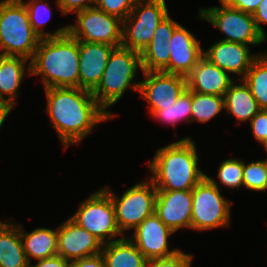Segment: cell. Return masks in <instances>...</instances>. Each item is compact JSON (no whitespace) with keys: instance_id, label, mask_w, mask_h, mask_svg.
I'll use <instances>...</instances> for the list:
<instances>
[{"instance_id":"40","label":"cell","mask_w":267,"mask_h":267,"mask_svg":"<svg viewBox=\"0 0 267 267\" xmlns=\"http://www.w3.org/2000/svg\"><path fill=\"white\" fill-rule=\"evenodd\" d=\"M70 262L64 259L60 255H56L50 258H44L38 260L36 265H30V267H69Z\"/></svg>"},{"instance_id":"37","label":"cell","mask_w":267,"mask_h":267,"mask_svg":"<svg viewBox=\"0 0 267 267\" xmlns=\"http://www.w3.org/2000/svg\"><path fill=\"white\" fill-rule=\"evenodd\" d=\"M229 6L243 12L254 14L262 0H223Z\"/></svg>"},{"instance_id":"9","label":"cell","mask_w":267,"mask_h":267,"mask_svg":"<svg viewBox=\"0 0 267 267\" xmlns=\"http://www.w3.org/2000/svg\"><path fill=\"white\" fill-rule=\"evenodd\" d=\"M71 219L98 238L102 244L119 240L113 239L118 235L123 236L116 224L111 196L103 187L81 203Z\"/></svg>"},{"instance_id":"42","label":"cell","mask_w":267,"mask_h":267,"mask_svg":"<svg viewBox=\"0 0 267 267\" xmlns=\"http://www.w3.org/2000/svg\"><path fill=\"white\" fill-rule=\"evenodd\" d=\"M261 144L264 146V148H265L266 151H267V139L264 140ZM266 161H267V159H266Z\"/></svg>"},{"instance_id":"15","label":"cell","mask_w":267,"mask_h":267,"mask_svg":"<svg viewBox=\"0 0 267 267\" xmlns=\"http://www.w3.org/2000/svg\"><path fill=\"white\" fill-rule=\"evenodd\" d=\"M203 51L196 37L179 25L169 41V64L163 72L186 77L203 56Z\"/></svg>"},{"instance_id":"16","label":"cell","mask_w":267,"mask_h":267,"mask_svg":"<svg viewBox=\"0 0 267 267\" xmlns=\"http://www.w3.org/2000/svg\"><path fill=\"white\" fill-rule=\"evenodd\" d=\"M155 214L173 232L191 229L192 190L157 191Z\"/></svg>"},{"instance_id":"35","label":"cell","mask_w":267,"mask_h":267,"mask_svg":"<svg viewBox=\"0 0 267 267\" xmlns=\"http://www.w3.org/2000/svg\"><path fill=\"white\" fill-rule=\"evenodd\" d=\"M250 122L253 135L261 144L267 139V110H260Z\"/></svg>"},{"instance_id":"41","label":"cell","mask_w":267,"mask_h":267,"mask_svg":"<svg viewBox=\"0 0 267 267\" xmlns=\"http://www.w3.org/2000/svg\"><path fill=\"white\" fill-rule=\"evenodd\" d=\"M12 108L13 106L10 104L0 103V129Z\"/></svg>"},{"instance_id":"21","label":"cell","mask_w":267,"mask_h":267,"mask_svg":"<svg viewBox=\"0 0 267 267\" xmlns=\"http://www.w3.org/2000/svg\"><path fill=\"white\" fill-rule=\"evenodd\" d=\"M19 225L20 237L28 263L31 259L41 260L58 255L57 230L49 228H36L32 232L22 230ZM24 231V232H23Z\"/></svg>"},{"instance_id":"31","label":"cell","mask_w":267,"mask_h":267,"mask_svg":"<svg viewBox=\"0 0 267 267\" xmlns=\"http://www.w3.org/2000/svg\"><path fill=\"white\" fill-rule=\"evenodd\" d=\"M244 161L228 159L221 163L218 168L219 183L229 188L243 187Z\"/></svg>"},{"instance_id":"13","label":"cell","mask_w":267,"mask_h":267,"mask_svg":"<svg viewBox=\"0 0 267 267\" xmlns=\"http://www.w3.org/2000/svg\"><path fill=\"white\" fill-rule=\"evenodd\" d=\"M58 255L71 262L101 253L102 242L71 218L57 228Z\"/></svg>"},{"instance_id":"5","label":"cell","mask_w":267,"mask_h":267,"mask_svg":"<svg viewBox=\"0 0 267 267\" xmlns=\"http://www.w3.org/2000/svg\"><path fill=\"white\" fill-rule=\"evenodd\" d=\"M23 0L0 1V53L31 60L40 43Z\"/></svg>"},{"instance_id":"12","label":"cell","mask_w":267,"mask_h":267,"mask_svg":"<svg viewBox=\"0 0 267 267\" xmlns=\"http://www.w3.org/2000/svg\"><path fill=\"white\" fill-rule=\"evenodd\" d=\"M145 80L140 82L139 93L149 102V112L168 107L187 88V79L183 75L163 71H142Z\"/></svg>"},{"instance_id":"23","label":"cell","mask_w":267,"mask_h":267,"mask_svg":"<svg viewBox=\"0 0 267 267\" xmlns=\"http://www.w3.org/2000/svg\"><path fill=\"white\" fill-rule=\"evenodd\" d=\"M0 267H30L20 237L19 225L0 221Z\"/></svg>"},{"instance_id":"33","label":"cell","mask_w":267,"mask_h":267,"mask_svg":"<svg viewBox=\"0 0 267 267\" xmlns=\"http://www.w3.org/2000/svg\"><path fill=\"white\" fill-rule=\"evenodd\" d=\"M192 260V255L178 251L168 257L148 260L146 267H191Z\"/></svg>"},{"instance_id":"8","label":"cell","mask_w":267,"mask_h":267,"mask_svg":"<svg viewBox=\"0 0 267 267\" xmlns=\"http://www.w3.org/2000/svg\"><path fill=\"white\" fill-rule=\"evenodd\" d=\"M103 189L111 196L116 224L124 236L125 230L135 229L148 216L155 213L157 189L150 179L133 185L120 198L110 189Z\"/></svg>"},{"instance_id":"26","label":"cell","mask_w":267,"mask_h":267,"mask_svg":"<svg viewBox=\"0 0 267 267\" xmlns=\"http://www.w3.org/2000/svg\"><path fill=\"white\" fill-rule=\"evenodd\" d=\"M223 109H225L223 96L192 91L191 122L206 123Z\"/></svg>"},{"instance_id":"24","label":"cell","mask_w":267,"mask_h":267,"mask_svg":"<svg viewBox=\"0 0 267 267\" xmlns=\"http://www.w3.org/2000/svg\"><path fill=\"white\" fill-rule=\"evenodd\" d=\"M242 84H231L224 95V107L237 121L251 120L260 110V106L251 94L250 88Z\"/></svg>"},{"instance_id":"11","label":"cell","mask_w":267,"mask_h":267,"mask_svg":"<svg viewBox=\"0 0 267 267\" xmlns=\"http://www.w3.org/2000/svg\"><path fill=\"white\" fill-rule=\"evenodd\" d=\"M76 16L77 24L68 25V33L77 41L121 46L123 20L119 17L106 14L96 6L76 12Z\"/></svg>"},{"instance_id":"36","label":"cell","mask_w":267,"mask_h":267,"mask_svg":"<svg viewBox=\"0 0 267 267\" xmlns=\"http://www.w3.org/2000/svg\"><path fill=\"white\" fill-rule=\"evenodd\" d=\"M180 24L174 21L169 15L157 26L151 41L169 42L174 30Z\"/></svg>"},{"instance_id":"10","label":"cell","mask_w":267,"mask_h":267,"mask_svg":"<svg viewBox=\"0 0 267 267\" xmlns=\"http://www.w3.org/2000/svg\"><path fill=\"white\" fill-rule=\"evenodd\" d=\"M221 7L199 8V18L222 31L226 37L223 41L242 43L245 45H259L265 39L259 34L252 14L233 8L219 0Z\"/></svg>"},{"instance_id":"6","label":"cell","mask_w":267,"mask_h":267,"mask_svg":"<svg viewBox=\"0 0 267 267\" xmlns=\"http://www.w3.org/2000/svg\"><path fill=\"white\" fill-rule=\"evenodd\" d=\"M211 177L206 175L192 190L191 229L228 227L231 222L230 200H225Z\"/></svg>"},{"instance_id":"28","label":"cell","mask_w":267,"mask_h":267,"mask_svg":"<svg viewBox=\"0 0 267 267\" xmlns=\"http://www.w3.org/2000/svg\"><path fill=\"white\" fill-rule=\"evenodd\" d=\"M191 104L192 91L186 88L174 104L157 110L152 116L158 119V121L162 120L164 123H171L173 126L179 120H185L186 123H191Z\"/></svg>"},{"instance_id":"39","label":"cell","mask_w":267,"mask_h":267,"mask_svg":"<svg viewBox=\"0 0 267 267\" xmlns=\"http://www.w3.org/2000/svg\"><path fill=\"white\" fill-rule=\"evenodd\" d=\"M253 18L255 20V24H256V27H257L259 34L264 39H266L267 37H266L265 30L263 29V27H261L260 24H262V23L267 24V0H262L260 2L257 10L253 14Z\"/></svg>"},{"instance_id":"34","label":"cell","mask_w":267,"mask_h":267,"mask_svg":"<svg viewBox=\"0 0 267 267\" xmlns=\"http://www.w3.org/2000/svg\"><path fill=\"white\" fill-rule=\"evenodd\" d=\"M97 0H57L56 6L63 15L79 12L95 6Z\"/></svg>"},{"instance_id":"2","label":"cell","mask_w":267,"mask_h":267,"mask_svg":"<svg viewBox=\"0 0 267 267\" xmlns=\"http://www.w3.org/2000/svg\"><path fill=\"white\" fill-rule=\"evenodd\" d=\"M28 72L42 75L44 88H79V41L69 33L42 38Z\"/></svg>"},{"instance_id":"19","label":"cell","mask_w":267,"mask_h":267,"mask_svg":"<svg viewBox=\"0 0 267 267\" xmlns=\"http://www.w3.org/2000/svg\"><path fill=\"white\" fill-rule=\"evenodd\" d=\"M227 72L202 56L186 76L187 88L191 91L223 96L234 81Z\"/></svg>"},{"instance_id":"30","label":"cell","mask_w":267,"mask_h":267,"mask_svg":"<svg viewBox=\"0 0 267 267\" xmlns=\"http://www.w3.org/2000/svg\"><path fill=\"white\" fill-rule=\"evenodd\" d=\"M243 186L254 191L267 190V161L259 160L243 166Z\"/></svg>"},{"instance_id":"25","label":"cell","mask_w":267,"mask_h":267,"mask_svg":"<svg viewBox=\"0 0 267 267\" xmlns=\"http://www.w3.org/2000/svg\"><path fill=\"white\" fill-rule=\"evenodd\" d=\"M261 110H267V53H260L242 79Z\"/></svg>"},{"instance_id":"20","label":"cell","mask_w":267,"mask_h":267,"mask_svg":"<svg viewBox=\"0 0 267 267\" xmlns=\"http://www.w3.org/2000/svg\"><path fill=\"white\" fill-rule=\"evenodd\" d=\"M28 60L18 56L0 54V103L14 106L19 96L18 89L25 74V63ZM3 95H9L6 98Z\"/></svg>"},{"instance_id":"14","label":"cell","mask_w":267,"mask_h":267,"mask_svg":"<svg viewBox=\"0 0 267 267\" xmlns=\"http://www.w3.org/2000/svg\"><path fill=\"white\" fill-rule=\"evenodd\" d=\"M174 232L153 213L148 216L133 232L130 240L142 252L147 260L168 257L178 249L169 250L168 237ZM134 238V239H133Z\"/></svg>"},{"instance_id":"7","label":"cell","mask_w":267,"mask_h":267,"mask_svg":"<svg viewBox=\"0 0 267 267\" xmlns=\"http://www.w3.org/2000/svg\"><path fill=\"white\" fill-rule=\"evenodd\" d=\"M168 13L165 0H138L123 20L121 46L141 53Z\"/></svg>"},{"instance_id":"18","label":"cell","mask_w":267,"mask_h":267,"mask_svg":"<svg viewBox=\"0 0 267 267\" xmlns=\"http://www.w3.org/2000/svg\"><path fill=\"white\" fill-rule=\"evenodd\" d=\"M248 45L219 40L203 51V56L228 74H243L242 80L251 68L258 54H251Z\"/></svg>"},{"instance_id":"27","label":"cell","mask_w":267,"mask_h":267,"mask_svg":"<svg viewBox=\"0 0 267 267\" xmlns=\"http://www.w3.org/2000/svg\"><path fill=\"white\" fill-rule=\"evenodd\" d=\"M30 24L40 38L59 37L68 33V26L60 27L54 33L41 31V27L51 18V8L44 0H30L24 3ZM46 14V15H45Z\"/></svg>"},{"instance_id":"3","label":"cell","mask_w":267,"mask_h":267,"mask_svg":"<svg viewBox=\"0 0 267 267\" xmlns=\"http://www.w3.org/2000/svg\"><path fill=\"white\" fill-rule=\"evenodd\" d=\"M195 142L190 137L159 148L149 165L157 191L193 190L206 176L198 168Z\"/></svg>"},{"instance_id":"38","label":"cell","mask_w":267,"mask_h":267,"mask_svg":"<svg viewBox=\"0 0 267 267\" xmlns=\"http://www.w3.org/2000/svg\"><path fill=\"white\" fill-rule=\"evenodd\" d=\"M69 267H106L101 253L71 261Z\"/></svg>"},{"instance_id":"17","label":"cell","mask_w":267,"mask_h":267,"mask_svg":"<svg viewBox=\"0 0 267 267\" xmlns=\"http://www.w3.org/2000/svg\"><path fill=\"white\" fill-rule=\"evenodd\" d=\"M109 44L79 41V88L93 91L99 84L110 54Z\"/></svg>"},{"instance_id":"22","label":"cell","mask_w":267,"mask_h":267,"mask_svg":"<svg viewBox=\"0 0 267 267\" xmlns=\"http://www.w3.org/2000/svg\"><path fill=\"white\" fill-rule=\"evenodd\" d=\"M101 254L106 267H146L147 259L130 238L103 244Z\"/></svg>"},{"instance_id":"29","label":"cell","mask_w":267,"mask_h":267,"mask_svg":"<svg viewBox=\"0 0 267 267\" xmlns=\"http://www.w3.org/2000/svg\"><path fill=\"white\" fill-rule=\"evenodd\" d=\"M169 42L151 41L141 52L142 71H163L169 64Z\"/></svg>"},{"instance_id":"4","label":"cell","mask_w":267,"mask_h":267,"mask_svg":"<svg viewBox=\"0 0 267 267\" xmlns=\"http://www.w3.org/2000/svg\"><path fill=\"white\" fill-rule=\"evenodd\" d=\"M139 68L142 71L141 53L122 46L112 51L99 84L91 92L105 111L115 104L129 87L139 91L140 82H132Z\"/></svg>"},{"instance_id":"1","label":"cell","mask_w":267,"mask_h":267,"mask_svg":"<svg viewBox=\"0 0 267 267\" xmlns=\"http://www.w3.org/2000/svg\"><path fill=\"white\" fill-rule=\"evenodd\" d=\"M47 108L52 127L65 148L78 144L100 122L115 114L105 111L91 91L80 88H45Z\"/></svg>"},{"instance_id":"32","label":"cell","mask_w":267,"mask_h":267,"mask_svg":"<svg viewBox=\"0 0 267 267\" xmlns=\"http://www.w3.org/2000/svg\"><path fill=\"white\" fill-rule=\"evenodd\" d=\"M138 0H97L95 6L109 15L124 20L132 11Z\"/></svg>"}]
</instances>
